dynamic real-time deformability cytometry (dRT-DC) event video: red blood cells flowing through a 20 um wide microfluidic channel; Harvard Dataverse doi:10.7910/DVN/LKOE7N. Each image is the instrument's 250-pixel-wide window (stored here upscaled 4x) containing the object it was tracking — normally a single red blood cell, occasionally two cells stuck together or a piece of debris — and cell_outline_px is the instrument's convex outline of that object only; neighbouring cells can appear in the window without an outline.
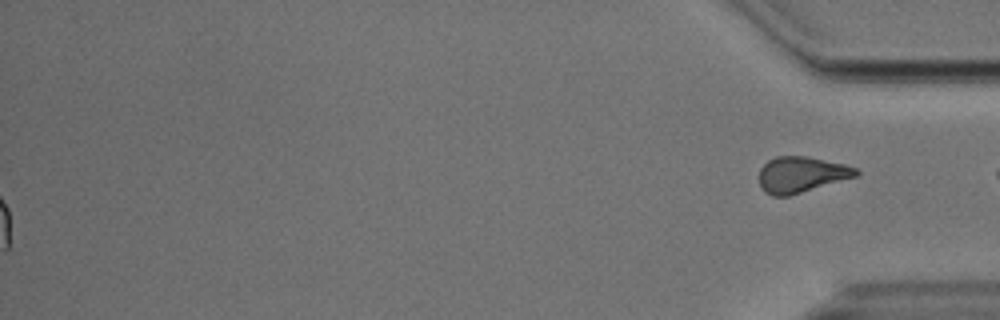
{"species": "Egyptian fruit bat (a non-hibernating species)", "species_latin": "Rousettus aegyptiacus", "temperature_condition": "cold", "stored_images_in_passage": 41, "segment_of_instrument_passage": [2, 2], "camera_frame_rate_fps": 3000, "um_per_image_px": 0.085, "animal": {"sex": "male"}, "frame": {"image": 1, "passage_image": 41, "time_ms": 13.333, "image_size_px": [1000, 320], "cell_outline_px": [[860, 172], [856, 176], [788, 196], [772, 196], [764, 192], [760, 184], [760, 168], [768, 160], [776, 156], [804, 156], [844, 164], [856, 168]], "centroid_in_image_um": [68.08, 14.84], "position_along_channel_um": 367.1, "area_um2": 20.0}}